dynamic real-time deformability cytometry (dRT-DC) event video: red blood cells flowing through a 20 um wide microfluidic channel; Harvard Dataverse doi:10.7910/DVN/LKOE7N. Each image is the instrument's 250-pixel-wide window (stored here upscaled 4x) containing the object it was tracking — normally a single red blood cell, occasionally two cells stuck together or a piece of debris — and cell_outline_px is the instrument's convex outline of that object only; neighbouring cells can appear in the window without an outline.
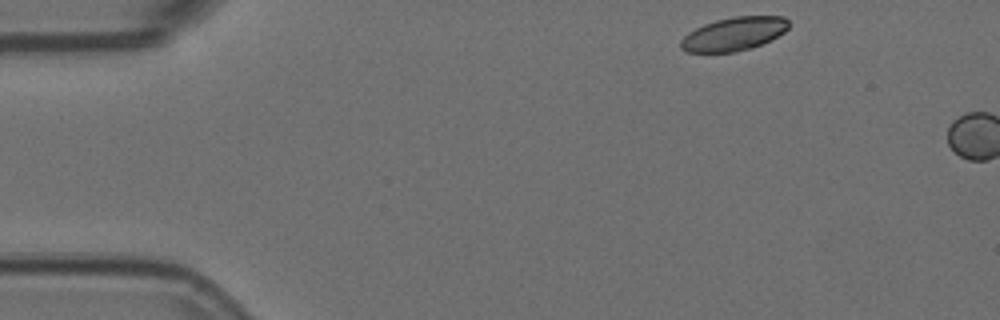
{"species": "Egyptian fruit bat (a non-hibernating species)", "species_latin": "Rousettus aegyptiacus", "temperature_condition": "room temperature", "stored_images_in_passage": 3, "camera_frame_rate_fps": 3000, "um_per_image_px": 0.085, "animal": {"sex": "female"}, "frame": {"image": 1, "passage_image": 1, "time_ms": 0.0, "image_size_px": [1000, 320], "cell_outline_px": [[788, 28], [784, 32], [752, 48], [736, 52], [688, 52], [680, 48], [680, 40], [688, 32], [704, 24], [716, 20], [732, 16], [784, 16], [788, 20]], "centroid_in_image_um": [62.35, 2.88], "position_along_channel_um": 22.6, "area_um2": 20.98}}